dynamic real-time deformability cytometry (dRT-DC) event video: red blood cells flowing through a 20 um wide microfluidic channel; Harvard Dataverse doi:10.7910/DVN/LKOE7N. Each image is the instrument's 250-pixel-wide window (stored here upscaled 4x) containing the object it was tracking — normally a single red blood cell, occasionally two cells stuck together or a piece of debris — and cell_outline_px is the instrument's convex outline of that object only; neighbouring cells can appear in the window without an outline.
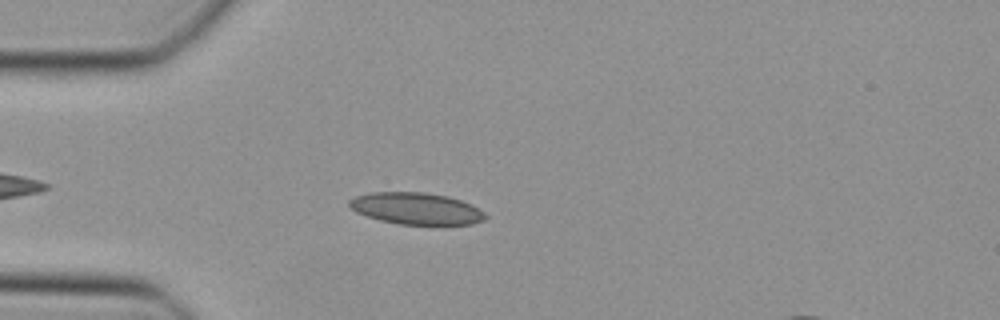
{"species": "Egyptian fruit bat (a non-hibernating species)", "species_latin": "Rousettus aegyptiacus", "temperature_condition": "cold", "stored_images_in_passage": 16, "camera_frame_rate_fps": 3000, "um_per_image_px": 0.085, "animal": {"sex": "female"}, "frame": {"image": 1, "passage_image": 6, "time_ms": 1.667, "image_size_px": [1000, 320], "cell_outline_px": [[488, 216], [484, 220], [472, 224], [400, 224], [380, 220], [356, 212], [348, 204], [348, 200], [356, 196], [368, 192], [424, 192], [448, 196], [472, 204], [484, 212]], "centroid_in_image_um": [35.39, 17.71], "position_along_channel_um": 49.6, "area_um2": 25.14}}
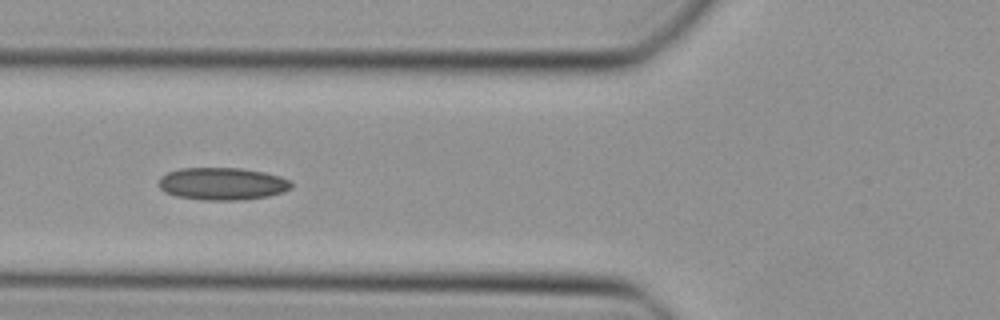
{"frame": {"image": 2, "passage_image": 11, "time_ms": 3.333, "image_size_px": [1000, 320], "cell_outline_px": [[292, 188], [284, 192], [268, 196], [240, 200], [204, 200], [176, 196], [164, 192], [156, 184], [160, 176], [168, 172], [180, 168], [240, 168], [264, 172], [280, 176], [288, 180], [292, 184]], "centroid_in_image_um": [18.86, 15.62], "position_along_channel_um": 106.9, "area_um2": 25.26}}
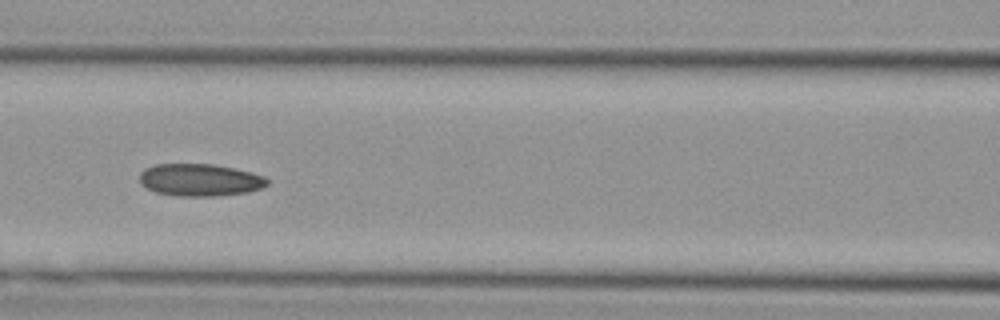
{"frame": {"image": 3, "passage_image": 14, "time_ms": 4.333, "image_size_px": [1000, 320], "cell_outline_px": [[268, 184], [260, 188], [248, 192], [216, 196], [180, 196], [156, 192], [140, 184], [140, 172], [144, 168], [156, 164], [212, 164], [252, 172], [264, 176], [268, 180]], "centroid_in_image_um": [16.98, 15.29], "position_along_channel_um": 149.6, "area_um2": 23.99}}